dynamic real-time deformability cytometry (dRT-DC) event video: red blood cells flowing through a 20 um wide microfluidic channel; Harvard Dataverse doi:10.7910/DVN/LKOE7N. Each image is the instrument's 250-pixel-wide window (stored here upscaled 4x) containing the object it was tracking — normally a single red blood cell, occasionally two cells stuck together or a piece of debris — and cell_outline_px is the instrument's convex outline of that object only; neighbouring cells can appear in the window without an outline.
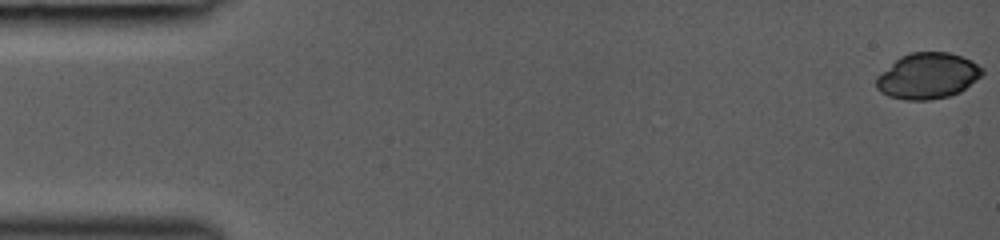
{"species": "common noctule bat (a hibernating species)", "species_latin": "Nyctalus noctula", "temperature_condition": "room temperature", "stored_images_in_passage": 44, "camera_frame_rate_fps": 3000, "um_per_image_px": 0.085, "animal": {"sex": "female", "body_mass_g": 19.0, "forearm_length_mm": 53.3}, "frame": {"image": 1, "passage_image": 1, "time_ms": 0.0, "image_size_px": [1000, 240], "cell_outline_px": [[984, 72], [976, 80], [960, 92], [948, 96], [932, 100], [904, 100], [888, 96], [880, 92], [876, 88], [876, 76], [880, 72], [900, 56], [908, 52], [948, 52], [972, 60], [984, 68]], "centroid_in_image_um": [78.83, 6.45], "position_along_channel_um": 6.2, "area_um2": 28.61}}
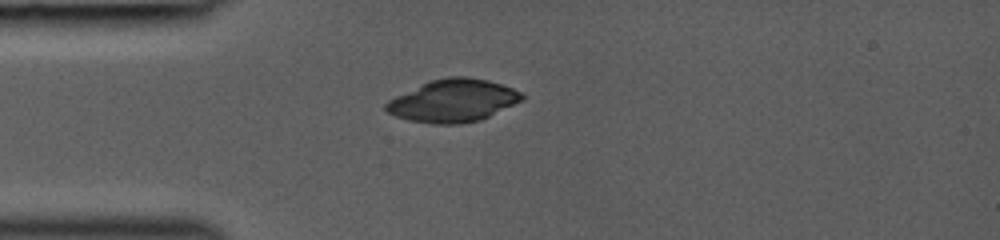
{"frame": {"image": 2, "passage_image": 13, "time_ms": 4.0, "image_size_px": [1000, 240], "cell_outline_px": [[524, 100], [480, 120], [460, 124], [432, 124], [408, 120], [396, 116], [388, 112], [384, 108], [384, 104], [388, 100], [396, 96], [432, 80], [448, 76], [468, 76], [488, 80], [512, 88], [520, 92], [524, 96]], "centroid_in_image_um": [38.52, 8.56], "position_along_channel_um": 46.5, "area_um2": 33.58}}
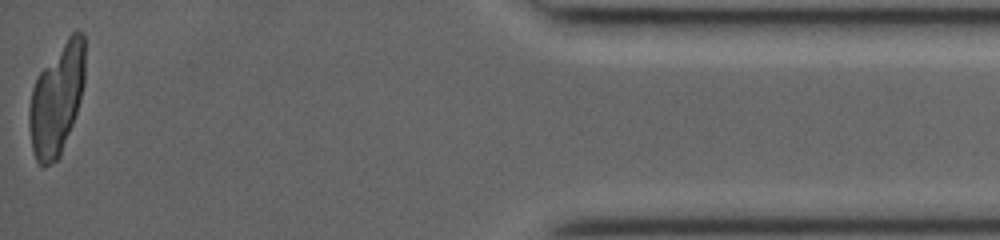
{"frame": {"image": 3, "passage_image": 44, "time_ms": 14.333, "image_size_px": [1000, 240], "cell_outline_px": [[84, 84], [80, 100], [72, 124], [60, 156], [56, 160], [44, 168], [36, 160], [32, 148], [28, 124], [28, 108], [32, 88], [40, 72], [68, 36], [76, 28], [84, 32]], "centroid_in_image_um": [4.81, 8.44], "position_along_channel_um": 430.4, "area_um2": 35.95}}